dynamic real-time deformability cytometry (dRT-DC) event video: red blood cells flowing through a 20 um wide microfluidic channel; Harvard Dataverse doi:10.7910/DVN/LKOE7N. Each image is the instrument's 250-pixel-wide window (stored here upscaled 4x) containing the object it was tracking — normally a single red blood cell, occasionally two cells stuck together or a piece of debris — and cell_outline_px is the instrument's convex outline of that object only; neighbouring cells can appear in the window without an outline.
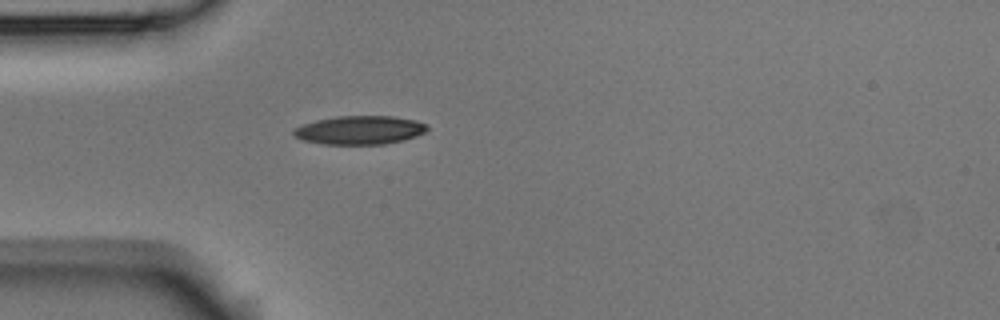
{"species": "Egyptian fruit bat (a non-hibernating species)", "species_latin": "Rousettus aegyptiacus", "temperature_condition": "room temperature", "stored_images_in_passage": 4, "camera_frame_rate_fps": 3000, "um_per_image_px": 0.085, "animal": {"sex": "male"}, "frame": {"image": 1, "passage_image": 4, "time_ms": 1.0, "image_size_px": [1000, 320], "cell_outline_px": [[428, 128], [424, 132], [416, 136], [404, 140], [384, 144], [324, 144], [304, 140], [296, 136], [292, 132], [292, 128], [316, 120], [336, 116], [392, 116], [416, 120], [428, 124]], "centroid_in_image_um": [30.59, 11.05], "position_along_channel_um": 54.4, "area_um2": 22.25}}